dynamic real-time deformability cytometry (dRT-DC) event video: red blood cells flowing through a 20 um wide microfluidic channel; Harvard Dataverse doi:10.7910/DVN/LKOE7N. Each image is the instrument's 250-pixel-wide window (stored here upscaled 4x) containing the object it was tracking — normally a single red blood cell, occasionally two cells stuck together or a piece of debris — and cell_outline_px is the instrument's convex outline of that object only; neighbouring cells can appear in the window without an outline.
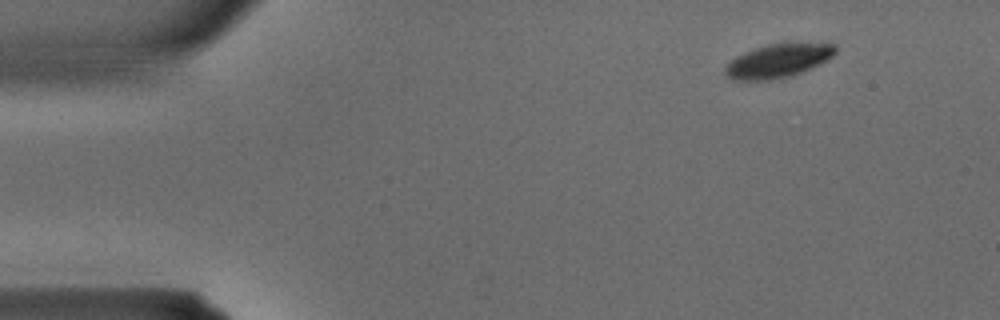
{"species": "common noctule bat (a hibernating species)", "species_latin": "Nyctalus noctula", "temperature_condition": "warm", "stored_images_in_passage": 7, "camera_frame_rate_fps": 3000, "um_per_image_px": 0.085, "animal": {"sex": "male", "body_mass_g": 15.6}, "frame": {"image": 1, "passage_image": 1, "time_ms": 0.0, "image_size_px": [1000, 320], "cell_outline_px": [[836, 52], [828, 60], [812, 68], [792, 76], [768, 80], [732, 80], [724, 72], [724, 68], [736, 56], [744, 52], [768, 44], [836, 44]], "centroid_in_image_um": [66.13, 5.19], "position_along_channel_um": 18.9, "area_um2": 21.33}}